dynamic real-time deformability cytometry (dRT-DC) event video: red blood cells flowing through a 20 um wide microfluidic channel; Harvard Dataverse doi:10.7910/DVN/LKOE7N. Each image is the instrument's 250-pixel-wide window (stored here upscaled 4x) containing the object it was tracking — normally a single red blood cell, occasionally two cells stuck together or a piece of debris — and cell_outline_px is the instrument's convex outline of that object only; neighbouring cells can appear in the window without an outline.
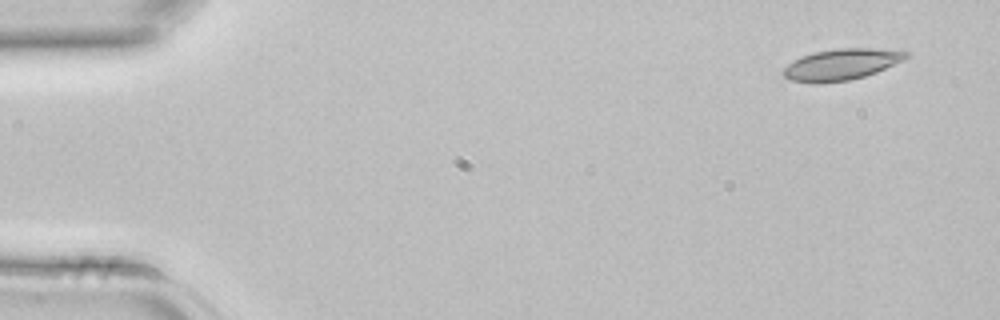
{"species": "common noctule bat (a hibernating species)", "species_latin": "Nyctalus noctula", "temperature_condition": "room temperature", "stored_images_in_passage": 3, "camera_frame_rate_fps": 3000, "um_per_image_px": 0.085, "animal": {"sex": "female", "body_mass_g": 22.7, "forearm_length_mm": 54.2}, "frame": {"image": 1, "passage_image": 1, "time_ms": 0.0, "image_size_px": [1000, 320], "cell_outline_px": [[912, 56], [904, 60], [876, 72], [864, 76], [848, 80], [816, 84], [812, 84], [788, 80], [780, 72], [788, 64], [812, 52], [836, 48], [876, 48], [908, 52]], "centroid_in_image_um": [71.5, 5.48], "position_along_channel_um": 13.5, "area_um2": 22.48}}
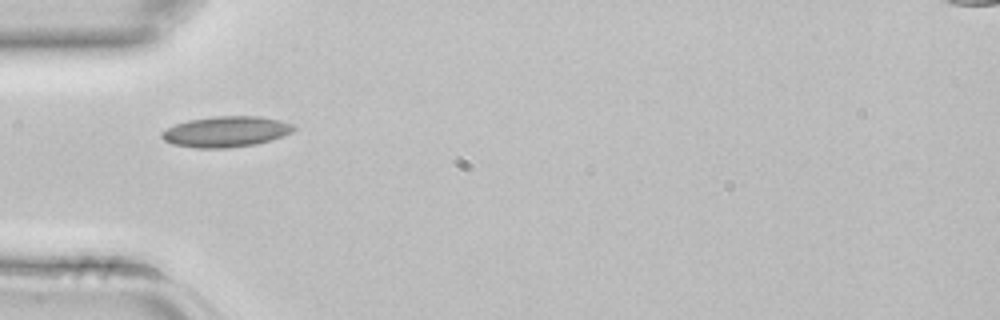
{"frame": {"image": 2, "passage_image": 3, "time_ms": 0.667, "image_size_px": [1000, 320], "cell_outline_px": [[296, 128], [292, 132], [256, 144], [228, 148], [196, 148], [172, 144], [164, 140], [160, 136], [160, 132], [176, 124], [188, 120], [212, 116], [260, 116], [280, 120], [296, 124]], "centroid_in_image_um": [19.2, 11.18], "position_along_channel_um": 65.8, "area_um2": 23.7}}